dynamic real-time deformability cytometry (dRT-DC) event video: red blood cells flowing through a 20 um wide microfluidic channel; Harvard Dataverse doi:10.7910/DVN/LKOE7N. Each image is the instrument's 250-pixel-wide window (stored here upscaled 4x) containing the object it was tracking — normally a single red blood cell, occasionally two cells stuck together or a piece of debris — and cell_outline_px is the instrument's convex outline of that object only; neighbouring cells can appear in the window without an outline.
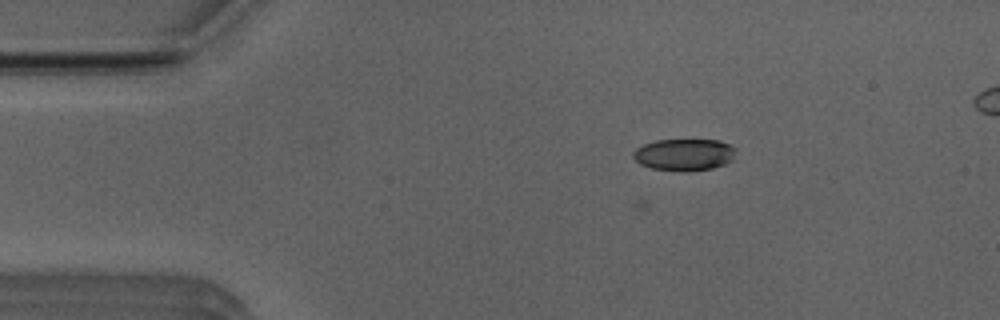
{"species": "Egyptian fruit bat (a non-hibernating species)", "species_latin": "Rousettus aegyptiacus", "temperature_condition": "room temperature", "stored_images_in_passage": 12, "camera_frame_rate_fps": 3000, "um_per_image_px": 0.085, "animal": {"sex": "male"}, "frame": {"image": 1, "passage_image": 12, "time_ms": 3.667, "image_size_px": [1000, 320], "cell_outline_px": [[736, 148], [732, 160], [724, 164], [712, 168], [688, 172], [680, 172], [652, 168], [640, 164], [632, 156], [632, 152], [636, 148], [644, 144], [656, 140], [720, 140]], "centroid_in_image_um": [58.14, 13.15], "position_along_channel_um": 26.9, "area_um2": 19.19}}